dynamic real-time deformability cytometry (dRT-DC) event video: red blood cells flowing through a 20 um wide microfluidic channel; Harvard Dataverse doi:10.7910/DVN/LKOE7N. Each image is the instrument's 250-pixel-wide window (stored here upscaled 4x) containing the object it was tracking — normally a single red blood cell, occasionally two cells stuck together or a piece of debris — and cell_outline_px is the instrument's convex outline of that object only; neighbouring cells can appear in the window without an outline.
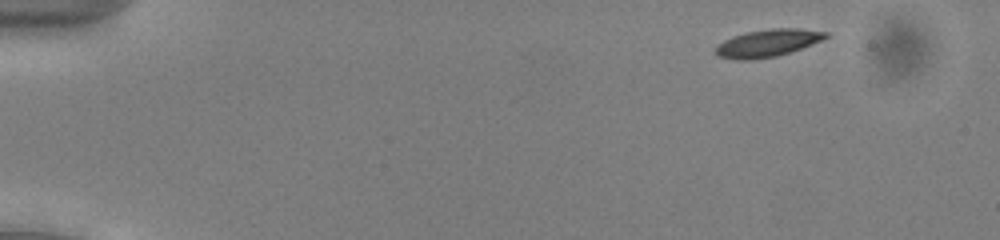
{"species": "common noctule bat (a hibernating species)", "species_latin": "Nyctalus noctula", "temperature_condition": "cold", "stored_images_in_passage": 50, "camera_frame_rate_fps": 3000, "um_per_image_px": 0.085, "animal": {"sex": "male", "body_mass_g": 13.0, "forearm_length_mm": 53.1}, "frame": {"image": 1, "passage_image": 3, "time_ms": 0.667, "image_size_px": [1000, 240], "cell_outline_px": [[828, 36], [812, 44], [776, 56], [752, 60], [736, 60], [720, 56], [716, 52], [716, 48], [724, 40], [732, 36], [748, 32], [772, 28], [796, 28], [828, 32]], "centroid_in_image_um": [65.25, 3.66], "position_along_channel_um": 19.8, "area_um2": 17.22}}
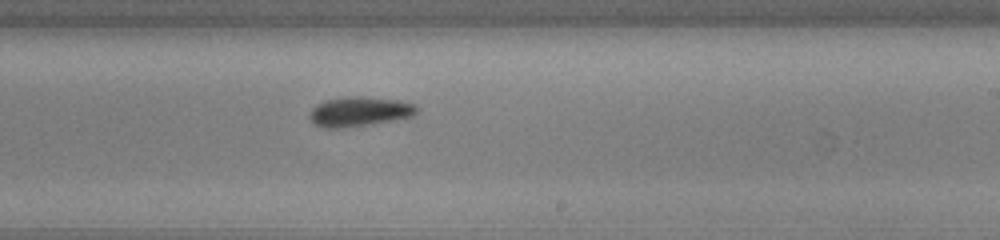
{"frame": {"image": 2, "passage_image": 30, "time_ms": 9.667, "image_size_px": [1000, 240], "cell_outline_px": [[420, 108], [412, 116], [392, 120], [344, 128], [324, 128], [312, 124], [308, 116], [312, 108], [316, 104], [324, 100], [348, 96], [364, 96], [400, 100], [416, 104]], "centroid_in_image_um": [30.52, 9.47], "position_along_channel_um": 258.5, "area_um2": 18.79}}
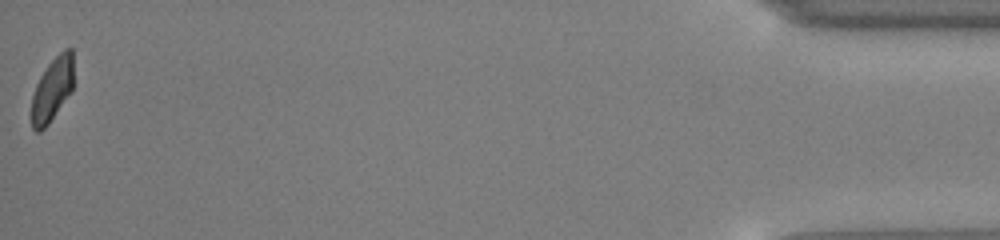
{"frame": {"image": 3, "passage_image": 50, "time_ms": 16.333, "image_size_px": [1000, 240], "cell_outline_px": [[72, 92], [48, 124], [40, 132], [36, 132], [32, 128], [32, 96], [36, 84], [40, 76], [48, 64], [64, 48], [72, 48]], "centroid_in_image_um": [4.43, 7.61], "position_along_channel_um": 430.8, "area_um2": 15.49}, "authors_computed_cell_mechanics": {"area_um2": 17.6579, "velocity_mm_per_s": 3.9273, "shape_relaxation_time_tau1_ms": 2.9081, "shape_relaxation_time_tau2_ms": 3.3292, "deformation_change_tau1": 0.1186, "deformation_change_tau2": 0.0855}}